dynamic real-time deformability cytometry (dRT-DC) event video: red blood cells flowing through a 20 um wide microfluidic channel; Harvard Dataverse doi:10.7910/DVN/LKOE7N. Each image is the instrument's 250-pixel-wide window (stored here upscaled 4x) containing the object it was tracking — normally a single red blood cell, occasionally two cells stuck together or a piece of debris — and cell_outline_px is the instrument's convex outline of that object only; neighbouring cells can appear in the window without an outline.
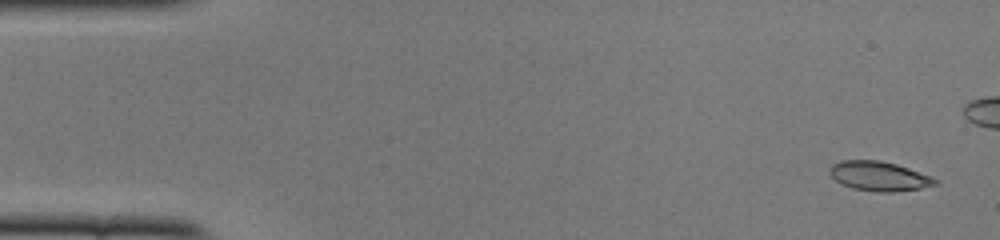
{"species": "common noctule bat (a hibernating species)", "species_latin": "Nyctalus noctula", "temperature_condition": "cold", "stored_images_in_passage": 40, "camera_frame_rate_fps": 3000, "um_per_image_px": 0.085, "animal": {"sex": "female", "body_mass_g": 22.0, "forearm_length_mm": 56.7}, "frame": {"image": 1, "passage_image": 1, "time_ms": 0.0, "image_size_px": [1000, 240], "cell_outline_px": [[936, 184], [920, 188], [892, 192], [876, 192], [852, 188], [840, 184], [828, 172], [828, 168], [832, 164], [840, 160], [880, 160], [896, 164], [932, 176], [936, 180]], "centroid_in_image_um": [74.66, 14.96], "position_along_channel_um": 10.3, "area_um2": 18.15}}
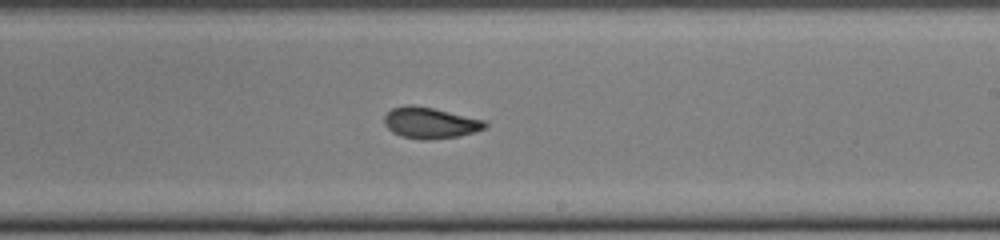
{"frame": {"image": 2, "passage_image": 29, "time_ms": 9.333, "image_size_px": [1000, 240], "cell_outline_px": [[488, 124], [484, 128], [472, 132], [456, 136], [428, 140], [420, 140], [400, 136], [392, 132], [384, 124], [384, 116], [392, 108], [404, 104], [412, 104], [432, 108], [484, 120]], "centroid_in_image_um": [36.49, 10.44], "position_along_channel_um": 252.5, "area_um2": 18.15}}
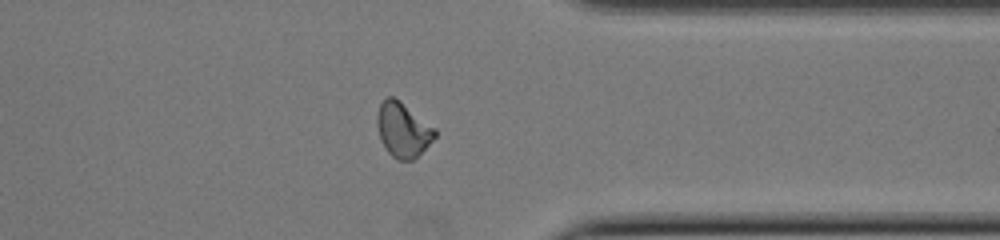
{"frame": {"image": 3, "passage_image": 39, "time_ms": 12.667, "image_size_px": [1000, 240], "cell_outline_px": [[436, 136], [412, 160], [396, 160], [384, 148], [380, 140], [376, 124], [376, 116], [380, 104], [388, 96], [392, 96], [400, 100], [436, 128]], "centroid_in_image_um": [34.22, 11.02], "position_along_channel_um": 377.2, "area_um2": 18.44}}